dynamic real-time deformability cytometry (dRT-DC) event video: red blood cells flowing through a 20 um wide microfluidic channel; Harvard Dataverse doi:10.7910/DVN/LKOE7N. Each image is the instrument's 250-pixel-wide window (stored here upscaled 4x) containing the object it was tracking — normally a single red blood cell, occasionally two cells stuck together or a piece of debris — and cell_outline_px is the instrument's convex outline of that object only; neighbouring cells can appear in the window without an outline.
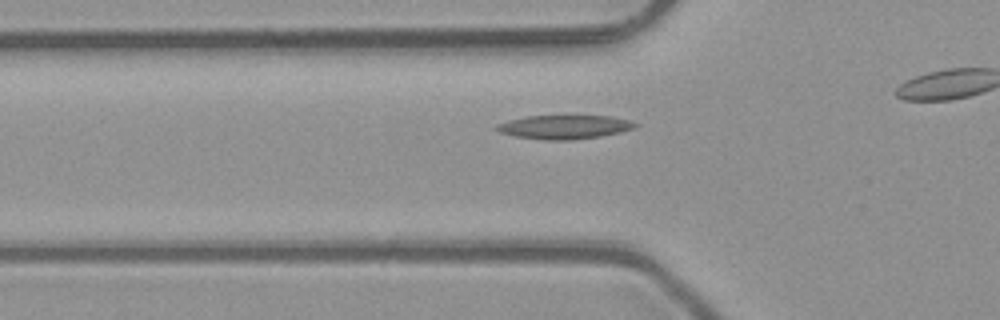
{"species": "common noctule bat (a hibernating species)", "species_latin": "Nyctalus noctula", "temperature_condition": "room temperature", "stored_images_in_passage": 32, "camera_frame_rate_fps": 3000, "um_per_image_px": 0.085, "animal": {"sex": "male", "body_mass_g": 23.1, "forearm_length_mm": 52.7}, "frame": {"image": 1, "passage_image": 9, "time_ms": 2.667, "image_size_px": [1000, 320], "cell_outline_px": [[640, 124], [636, 128], [620, 132], [600, 136], [572, 140], [544, 140], [516, 136], [500, 132], [492, 128], [496, 124], [508, 120], [524, 116], [612, 116], [632, 120]], "centroid_in_image_um": [47.99, 10.79], "position_along_channel_um": 77.8, "area_um2": 19.48}}
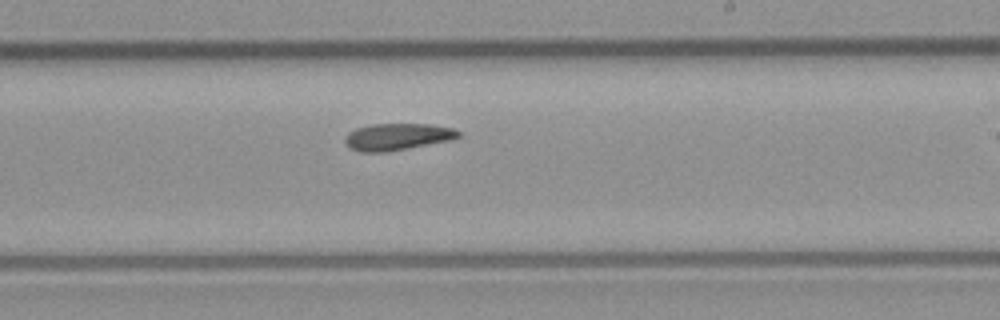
{"frame": {"image": 2, "passage_image": 22, "time_ms": 7.0, "image_size_px": [1000, 320], "cell_outline_px": [[460, 136], [452, 140], [388, 152], [360, 152], [352, 148], [344, 140], [348, 132], [356, 128], [372, 124], [428, 124], [452, 128], [460, 132]], "centroid_in_image_um": [33.79, 11.63], "position_along_channel_um": 255.2, "area_um2": 17.69}}
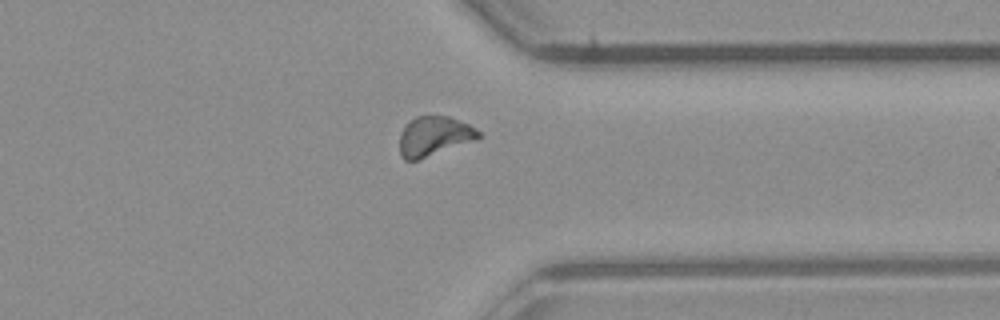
{"frame": {"image": 3, "passage_image": 31, "time_ms": 10.0, "image_size_px": [1000, 320], "cell_outline_px": [[480, 136], [476, 140], [420, 160], [404, 160], [400, 156], [400, 132], [408, 120], [416, 116], [448, 116], [460, 120], [476, 128], [480, 132]], "centroid_in_image_um": [36.88, 11.58], "position_along_channel_um": 374.5, "area_um2": 18.5}}